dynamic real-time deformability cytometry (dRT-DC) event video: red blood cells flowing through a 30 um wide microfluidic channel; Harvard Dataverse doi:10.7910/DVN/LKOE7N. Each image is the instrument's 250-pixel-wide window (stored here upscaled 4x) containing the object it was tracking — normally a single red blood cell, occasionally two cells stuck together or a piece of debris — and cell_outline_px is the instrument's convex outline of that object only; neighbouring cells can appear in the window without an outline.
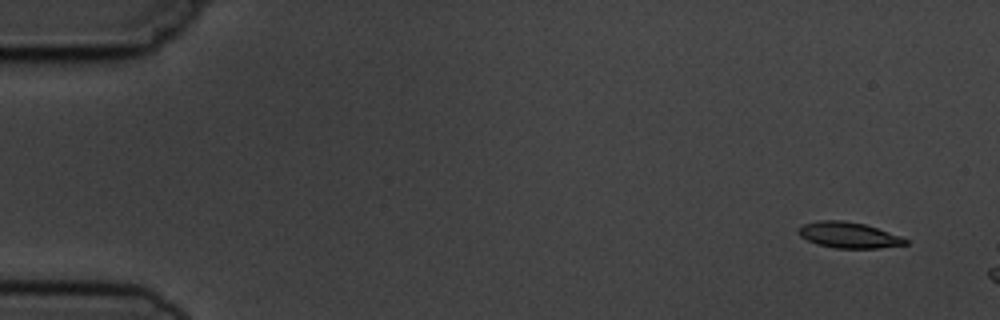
{"species": "common noctule bat (a hibernating species)", "species_latin": "Nyctalus noctula", "temperature_condition": "cold", "stored_images_in_passage": 5, "camera_frame_rate_fps": 3000, "um_per_image_px": 0.085, "animal": {"sex": "male", "body_mass_g": 19.5, "forearm_length_mm": 54.6}, "frame": {"image": 1, "passage_image": 1, "time_ms": 0.0, "image_size_px": [1000, 320], "cell_outline_px": [[908, 244], [880, 248], [836, 248], [816, 244], [800, 236], [796, 232], [796, 228], [800, 224], [816, 220], [844, 220], [864, 224], [900, 236], [908, 240]], "centroid_in_image_um": [72.06, 19.97], "position_along_channel_um": 12.9, "area_um2": 16.3}}